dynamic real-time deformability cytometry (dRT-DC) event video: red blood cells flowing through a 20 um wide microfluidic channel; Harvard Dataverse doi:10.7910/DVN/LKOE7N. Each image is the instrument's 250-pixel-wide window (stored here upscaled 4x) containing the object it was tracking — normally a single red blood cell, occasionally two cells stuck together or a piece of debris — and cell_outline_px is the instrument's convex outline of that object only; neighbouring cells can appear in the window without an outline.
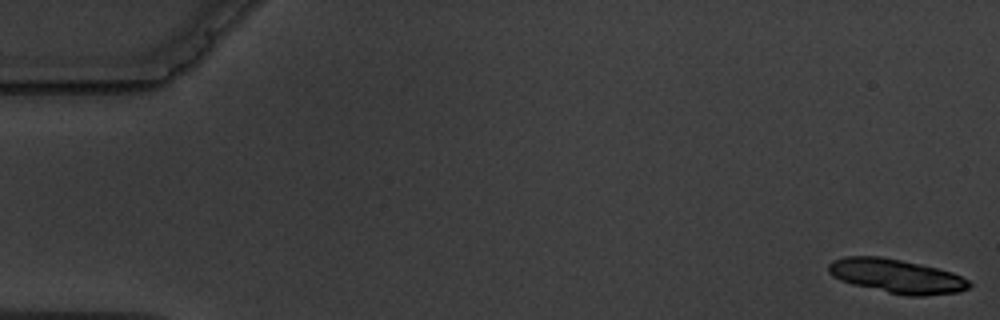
{"species": "common noctule bat (a hibernating species)", "species_latin": "Nyctalus noctula", "temperature_condition": "warm", "stored_images_in_passage": 6, "camera_frame_rate_fps": 3000, "um_per_image_px": 0.085, "animal": {"sex": "male", "body_mass_g": 19.5, "forearm_length_mm": 54.6}, "frame": {"image": 1, "passage_image": 1, "time_ms": 0.0, "image_size_px": [1000, 320], "cell_outline_px": [[972, 284], [968, 288], [960, 292], [924, 296], [908, 296], [888, 292], [852, 284], [840, 280], [832, 276], [828, 272], [828, 264], [832, 260], [844, 256], [880, 256], [920, 264], [952, 272], [968, 280]], "centroid_in_image_um": [76.19, 23.47], "position_along_channel_um": 8.8, "area_um2": 27.86}}